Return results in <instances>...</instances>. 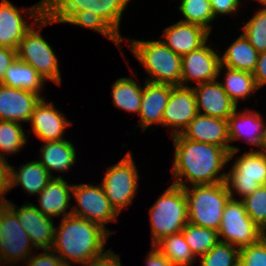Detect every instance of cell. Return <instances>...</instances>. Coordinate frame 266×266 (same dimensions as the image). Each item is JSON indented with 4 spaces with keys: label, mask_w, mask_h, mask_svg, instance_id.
<instances>
[{
    "label": "cell",
    "mask_w": 266,
    "mask_h": 266,
    "mask_svg": "<svg viewBox=\"0 0 266 266\" xmlns=\"http://www.w3.org/2000/svg\"><path fill=\"white\" fill-rule=\"evenodd\" d=\"M154 246L175 266H191L197 259L186 243L183 231L162 238Z\"/></svg>",
    "instance_id": "31"
},
{
    "label": "cell",
    "mask_w": 266,
    "mask_h": 266,
    "mask_svg": "<svg viewBox=\"0 0 266 266\" xmlns=\"http://www.w3.org/2000/svg\"><path fill=\"white\" fill-rule=\"evenodd\" d=\"M8 173V161L0 157V203L5 201V194L8 192Z\"/></svg>",
    "instance_id": "46"
},
{
    "label": "cell",
    "mask_w": 266,
    "mask_h": 266,
    "mask_svg": "<svg viewBox=\"0 0 266 266\" xmlns=\"http://www.w3.org/2000/svg\"><path fill=\"white\" fill-rule=\"evenodd\" d=\"M53 177L38 161L32 160L21 165L18 171L9 164L8 192L16 186H21L29 195H38Z\"/></svg>",
    "instance_id": "25"
},
{
    "label": "cell",
    "mask_w": 266,
    "mask_h": 266,
    "mask_svg": "<svg viewBox=\"0 0 266 266\" xmlns=\"http://www.w3.org/2000/svg\"><path fill=\"white\" fill-rule=\"evenodd\" d=\"M263 151L266 153V142H265V147H264Z\"/></svg>",
    "instance_id": "49"
},
{
    "label": "cell",
    "mask_w": 266,
    "mask_h": 266,
    "mask_svg": "<svg viewBox=\"0 0 266 266\" xmlns=\"http://www.w3.org/2000/svg\"><path fill=\"white\" fill-rule=\"evenodd\" d=\"M257 2H259L260 4L264 5V7H266V0H257Z\"/></svg>",
    "instance_id": "48"
},
{
    "label": "cell",
    "mask_w": 266,
    "mask_h": 266,
    "mask_svg": "<svg viewBox=\"0 0 266 266\" xmlns=\"http://www.w3.org/2000/svg\"><path fill=\"white\" fill-rule=\"evenodd\" d=\"M57 266H72V263L60 262Z\"/></svg>",
    "instance_id": "47"
},
{
    "label": "cell",
    "mask_w": 266,
    "mask_h": 266,
    "mask_svg": "<svg viewBox=\"0 0 266 266\" xmlns=\"http://www.w3.org/2000/svg\"><path fill=\"white\" fill-rule=\"evenodd\" d=\"M26 261L25 266H57L61 259L54 251L43 250L40 254L33 253Z\"/></svg>",
    "instance_id": "40"
},
{
    "label": "cell",
    "mask_w": 266,
    "mask_h": 266,
    "mask_svg": "<svg viewBox=\"0 0 266 266\" xmlns=\"http://www.w3.org/2000/svg\"><path fill=\"white\" fill-rule=\"evenodd\" d=\"M239 266H266V235L255 244L240 248Z\"/></svg>",
    "instance_id": "39"
},
{
    "label": "cell",
    "mask_w": 266,
    "mask_h": 266,
    "mask_svg": "<svg viewBox=\"0 0 266 266\" xmlns=\"http://www.w3.org/2000/svg\"><path fill=\"white\" fill-rule=\"evenodd\" d=\"M241 0H210L211 9L216 18L217 15H232L239 9Z\"/></svg>",
    "instance_id": "41"
},
{
    "label": "cell",
    "mask_w": 266,
    "mask_h": 266,
    "mask_svg": "<svg viewBox=\"0 0 266 266\" xmlns=\"http://www.w3.org/2000/svg\"><path fill=\"white\" fill-rule=\"evenodd\" d=\"M4 202L17 214L20 225L29 235L34 248L51 250L55 233L53 219L43 215L32 203L26 202L18 207L7 199Z\"/></svg>",
    "instance_id": "16"
},
{
    "label": "cell",
    "mask_w": 266,
    "mask_h": 266,
    "mask_svg": "<svg viewBox=\"0 0 266 266\" xmlns=\"http://www.w3.org/2000/svg\"><path fill=\"white\" fill-rule=\"evenodd\" d=\"M242 28V33L258 53L266 51V7L259 9Z\"/></svg>",
    "instance_id": "37"
},
{
    "label": "cell",
    "mask_w": 266,
    "mask_h": 266,
    "mask_svg": "<svg viewBox=\"0 0 266 266\" xmlns=\"http://www.w3.org/2000/svg\"><path fill=\"white\" fill-rule=\"evenodd\" d=\"M29 123L33 134L43 142L65 139L62 138L65 129L72 124L53 102L46 103L44 97L36 104Z\"/></svg>",
    "instance_id": "18"
},
{
    "label": "cell",
    "mask_w": 266,
    "mask_h": 266,
    "mask_svg": "<svg viewBox=\"0 0 266 266\" xmlns=\"http://www.w3.org/2000/svg\"><path fill=\"white\" fill-rule=\"evenodd\" d=\"M33 19V24L45 14L44 0L31 7L18 9L9 0L0 2V46L17 49L31 23L25 21L23 12Z\"/></svg>",
    "instance_id": "13"
},
{
    "label": "cell",
    "mask_w": 266,
    "mask_h": 266,
    "mask_svg": "<svg viewBox=\"0 0 266 266\" xmlns=\"http://www.w3.org/2000/svg\"><path fill=\"white\" fill-rule=\"evenodd\" d=\"M87 266H121L120 256L116 255L112 249L105 254L94 259Z\"/></svg>",
    "instance_id": "45"
},
{
    "label": "cell",
    "mask_w": 266,
    "mask_h": 266,
    "mask_svg": "<svg viewBox=\"0 0 266 266\" xmlns=\"http://www.w3.org/2000/svg\"><path fill=\"white\" fill-rule=\"evenodd\" d=\"M182 56V74L180 86L190 87L187 82L198 84L218 80V70L221 65L220 53L206 45Z\"/></svg>",
    "instance_id": "15"
},
{
    "label": "cell",
    "mask_w": 266,
    "mask_h": 266,
    "mask_svg": "<svg viewBox=\"0 0 266 266\" xmlns=\"http://www.w3.org/2000/svg\"><path fill=\"white\" fill-rule=\"evenodd\" d=\"M127 46L141 62L147 74L145 81L179 86L182 74V56L174 53L161 40L126 39ZM131 42V43H130Z\"/></svg>",
    "instance_id": "3"
},
{
    "label": "cell",
    "mask_w": 266,
    "mask_h": 266,
    "mask_svg": "<svg viewBox=\"0 0 266 266\" xmlns=\"http://www.w3.org/2000/svg\"><path fill=\"white\" fill-rule=\"evenodd\" d=\"M192 88L199 114L228 120L237 109V105L223 90L220 80L201 83Z\"/></svg>",
    "instance_id": "19"
},
{
    "label": "cell",
    "mask_w": 266,
    "mask_h": 266,
    "mask_svg": "<svg viewBox=\"0 0 266 266\" xmlns=\"http://www.w3.org/2000/svg\"><path fill=\"white\" fill-rule=\"evenodd\" d=\"M40 147V159L38 160L52 175L51 171L67 172L76 162V148L73 143L62 139L59 141L43 142Z\"/></svg>",
    "instance_id": "26"
},
{
    "label": "cell",
    "mask_w": 266,
    "mask_h": 266,
    "mask_svg": "<svg viewBox=\"0 0 266 266\" xmlns=\"http://www.w3.org/2000/svg\"><path fill=\"white\" fill-rule=\"evenodd\" d=\"M241 200L248 216L266 234V185Z\"/></svg>",
    "instance_id": "38"
},
{
    "label": "cell",
    "mask_w": 266,
    "mask_h": 266,
    "mask_svg": "<svg viewBox=\"0 0 266 266\" xmlns=\"http://www.w3.org/2000/svg\"><path fill=\"white\" fill-rule=\"evenodd\" d=\"M175 147L172 184L182 188L193 185L225 182L229 152L218 145L191 141L180 134L172 136ZM186 180H185V178ZM187 181V183L185 181Z\"/></svg>",
    "instance_id": "1"
},
{
    "label": "cell",
    "mask_w": 266,
    "mask_h": 266,
    "mask_svg": "<svg viewBox=\"0 0 266 266\" xmlns=\"http://www.w3.org/2000/svg\"><path fill=\"white\" fill-rule=\"evenodd\" d=\"M146 258V266H175L155 246H151Z\"/></svg>",
    "instance_id": "44"
},
{
    "label": "cell",
    "mask_w": 266,
    "mask_h": 266,
    "mask_svg": "<svg viewBox=\"0 0 266 266\" xmlns=\"http://www.w3.org/2000/svg\"><path fill=\"white\" fill-rule=\"evenodd\" d=\"M72 193L77 202V206L70 209L72 215L97 223L113 234L105 224L116 222L119 213L110 204L102 185L73 184Z\"/></svg>",
    "instance_id": "12"
},
{
    "label": "cell",
    "mask_w": 266,
    "mask_h": 266,
    "mask_svg": "<svg viewBox=\"0 0 266 266\" xmlns=\"http://www.w3.org/2000/svg\"><path fill=\"white\" fill-rule=\"evenodd\" d=\"M237 157L225 180L230 197L234 199L236 193L245 198L260 185H266V153L263 150L252 149Z\"/></svg>",
    "instance_id": "8"
},
{
    "label": "cell",
    "mask_w": 266,
    "mask_h": 266,
    "mask_svg": "<svg viewBox=\"0 0 266 266\" xmlns=\"http://www.w3.org/2000/svg\"><path fill=\"white\" fill-rule=\"evenodd\" d=\"M72 187L73 184H68L62 176H56L52 178L50 182L46 185V187L38 194V202L39 206L35 205V207L45 216L54 218L60 217L61 219L72 214L71 210L68 212V208H70L72 197ZM67 210V211H66Z\"/></svg>",
    "instance_id": "24"
},
{
    "label": "cell",
    "mask_w": 266,
    "mask_h": 266,
    "mask_svg": "<svg viewBox=\"0 0 266 266\" xmlns=\"http://www.w3.org/2000/svg\"><path fill=\"white\" fill-rule=\"evenodd\" d=\"M152 246L162 238L178 233L188 223L184 188L171 184L149 208Z\"/></svg>",
    "instance_id": "4"
},
{
    "label": "cell",
    "mask_w": 266,
    "mask_h": 266,
    "mask_svg": "<svg viewBox=\"0 0 266 266\" xmlns=\"http://www.w3.org/2000/svg\"><path fill=\"white\" fill-rule=\"evenodd\" d=\"M27 143L22 123L0 120V157L8 159L5 156L15 154L24 148ZM3 152V153H1Z\"/></svg>",
    "instance_id": "33"
},
{
    "label": "cell",
    "mask_w": 266,
    "mask_h": 266,
    "mask_svg": "<svg viewBox=\"0 0 266 266\" xmlns=\"http://www.w3.org/2000/svg\"><path fill=\"white\" fill-rule=\"evenodd\" d=\"M252 75L259 90L266 85V51L259 53L258 61Z\"/></svg>",
    "instance_id": "43"
},
{
    "label": "cell",
    "mask_w": 266,
    "mask_h": 266,
    "mask_svg": "<svg viewBox=\"0 0 266 266\" xmlns=\"http://www.w3.org/2000/svg\"><path fill=\"white\" fill-rule=\"evenodd\" d=\"M182 231L186 243L196 258L206 254L219 242L218 231L211 228L187 223Z\"/></svg>",
    "instance_id": "32"
},
{
    "label": "cell",
    "mask_w": 266,
    "mask_h": 266,
    "mask_svg": "<svg viewBox=\"0 0 266 266\" xmlns=\"http://www.w3.org/2000/svg\"><path fill=\"white\" fill-rule=\"evenodd\" d=\"M41 98L35 92L0 84V120L29 123Z\"/></svg>",
    "instance_id": "20"
},
{
    "label": "cell",
    "mask_w": 266,
    "mask_h": 266,
    "mask_svg": "<svg viewBox=\"0 0 266 266\" xmlns=\"http://www.w3.org/2000/svg\"><path fill=\"white\" fill-rule=\"evenodd\" d=\"M139 111L140 124L144 132L153 124L161 125L164 109L171 95V85L145 81Z\"/></svg>",
    "instance_id": "23"
},
{
    "label": "cell",
    "mask_w": 266,
    "mask_h": 266,
    "mask_svg": "<svg viewBox=\"0 0 266 266\" xmlns=\"http://www.w3.org/2000/svg\"><path fill=\"white\" fill-rule=\"evenodd\" d=\"M17 59L16 49L0 46V82L3 80L6 69Z\"/></svg>",
    "instance_id": "42"
},
{
    "label": "cell",
    "mask_w": 266,
    "mask_h": 266,
    "mask_svg": "<svg viewBox=\"0 0 266 266\" xmlns=\"http://www.w3.org/2000/svg\"><path fill=\"white\" fill-rule=\"evenodd\" d=\"M45 80L38 74L36 69L19 59H16L6 69L5 76L0 84L17 89H25L41 95L45 87Z\"/></svg>",
    "instance_id": "28"
},
{
    "label": "cell",
    "mask_w": 266,
    "mask_h": 266,
    "mask_svg": "<svg viewBox=\"0 0 266 266\" xmlns=\"http://www.w3.org/2000/svg\"><path fill=\"white\" fill-rule=\"evenodd\" d=\"M259 53L243 33L220 55L221 66L252 73L255 70Z\"/></svg>",
    "instance_id": "27"
},
{
    "label": "cell",
    "mask_w": 266,
    "mask_h": 266,
    "mask_svg": "<svg viewBox=\"0 0 266 266\" xmlns=\"http://www.w3.org/2000/svg\"><path fill=\"white\" fill-rule=\"evenodd\" d=\"M138 178V169L130 151L106 171L101 185L110 204L119 214L133 202L139 185Z\"/></svg>",
    "instance_id": "9"
},
{
    "label": "cell",
    "mask_w": 266,
    "mask_h": 266,
    "mask_svg": "<svg viewBox=\"0 0 266 266\" xmlns=\"http://www.w3.org/2000/svg\"><path fill=\"white\" fill-rule=\"evenodd\" d=\"M184 188L188 204V223L219 230L230 194L225 182Z\"/></svg>",
    "instance_id": "5"
},
{
    "label": "cell",
    "mask_w": 266,
    "mask_h": 266,
    "mask_svg": "<svg viewBox=\"0 0 266 266\" xmlns=\"http://www.w3.org/2000/svg\"><path fill=\"white\" fill-rule=\"evenodd\" d=\"M179 11L183 15L180 21L202 26L209 32L215 17L211 9L210 0H181Z\"/></svg>",
    "instance_id": "34"
},
{
    "label": "cell",
    "mask_w": 266,
    "mask_h": 266,
    "mask_svg": "<svg viewBox=\"0 0 266 266\" xmlns=\"http://www.w3.org/2000/svg\"><path fill=\"white\" fill-rule=\"evenodd\" d=\"M110 235L101 225L71 214L55 227L51 250L61 262L87 266L108 251L104 245Z\"/></svg>",
    "instance_id": "2"
},
{
    "label": "cell",
    "mask_w": 266,
    "mask_h": 266,
    "mask_svg": "<svg viewBox=\"0 0 266 266\" xmlns=\"http://www.w3.org/2000/svg\"><path fill=\"white\" fill-rule=\"evenodd\" d=\"M210 32L202 26L178 21L165 27L161 40L174 53L183 56L203 46Z\"/></svg>",
    "instance_id": "22"
},
{
    "label": "cell",
    "mask_w": 266,
    "mask_h": 266,
    "mask_svg": "<svg viewBox=\"0 0 266 266\" xmlns=\"http://www.w3.org/2000/svg\"><path fill=\"white\" fill-rule=\"evenodd\" d=\"M222 69L226 73L224 78L225 81L223 83L221 82V85L223 90L237 105V107L240 99H247L249 95L251 96L259 90L252 73L220 65L218 75H220L221 71H223Z\"/></svg>",
    "instance_id": "29"
},
{
    "label": "cell",
    "mask_w": 266,
    "mask_h": 266,
    "mask_svg": "<svg viewBox=\"0 0 266 266\" xmlns=\"http://www.w3.org/2000/svg\"><path fill=\"white\" fill-rule=\"evenodd\" d=\"M32 242L20 225L17 214L5 203H0V265L10 266L32 255ZM12 263V264H11Z\"/></svg>",
    "instance_id": "11"
},
{
    "label": "cell",
    "mask_w": 266,
    "mask_h": 266,
    "mask_svg": "<svg viewBox=\"0 0 266 266\" xmlns=\"http://www.w3.org/2000/svg\"><path fill=\"white\" fill-rule=\"evenodd\" d=\"M218 235L220 242L241 248L255 244L266 234L248 216L242 200L230 197L223 210Z\"/></svg>",
    "instance_id": "10"
},
{
    "label": "cell",
    "mask_w": 266,
    "mask_h": 266,
    "mask_svg": "<svg viewBox=\"0 0 266 266\" xmlns=\"http://www.w3.org/2000/svg\"><path fill=\"white\" fill-rule=\"evenodd\" d=\"M197 114L196 97L192 86L171 85V95L164 109L162 122V126L172 128L171 137L181 134Z\"/></svg>",
    "instance_id": "17"
},
{
    "label": "cell",
    "mask_w": 266,
    "mask_h": 266,
    "mask_svg": "<svg viewBox=\"0 0 266 266\" xmlns=\"http://www.w3.org/2000/svg\"><path fill=\"white\" fill-rule=\"evenodd\" d=\"M239 256L240 248L219 241L200 256V266H239Z\"/></svg>",
    "instance_id": "36"
},
{
    "label": "cell",
    "mask_w": 266,
    "mask_h": 266,
    "mask_svg": "<svg viewBox=\"0 0 266 266\" xmlns=\"http://www.w3.org/2000/svg\"><path fill=\"white\" fill-rule=\"evenodd\" d=\"M143 87L130 77H122L117 79L111 91L113 105L121 110L129 113L139 114L142 102Z\"/></svg>",
    "instance_id": "30"
},
{
    "label": "cell",
    "mask_w": 266,
    "mask_h": 266,
    "mask_svg": "<svg viewBox=\"0 0 266 266\" xmlns=\"http://www.w3.org/2000/svg\"><path fill=\"white\" fill-rule=\"evenodd\" d=\"M65 23L92 29L107 37L121 50V38L101 17L92 11H76Z\"/></svg>",
    "instance_id": "35"
},
{
    "label": "cell",
    "mask_w": 266,
    "mask_h": 266,
    "mask_svg": "<svg viewBox=\"0 0 266 266\" xmlns=\"http://www.w3.org/2000/svg\"><path fill=\"white\" fill-rule=\"evenodd\" d=\"M130 0H44L45 15L56 23H65L76 11H92L121 38V18Z\"/></svg>",
    "instance_id": "7"
},
{
    "label": "cell",
    "mask_w": 266,
    "mask_h": 266,
    "mask_svg": "<svg viewBox=\"0 0 266 266\" xmlns=\"http://www.w3.org/2000/svg\"><path fill=\"white\" fill-rule=\"evenodd\" d=\"M228 118V135L230 143L242 138L248 144L255 145L263 150L266 142V123L259 112L245 109L237 111Z\"/></svg>",
    "instance_id": "21"
},
{
    "label": "cell",
    "mask_w": 266,
    "mask_h": 266,
    "mask_svg": "<svg viewBox=\"0 0 266 266\" xmlns=\"http://www.w3.org/2000/svg\"><path fill=\"white\" fill-rule=\"evenodd\" d=\"M195 142L208 143L224 147L228 152V161L240 150L230 145L228 135V120L197 114L180 134Z\"/></svg>",
    "instance_id": "14"
},
{
    "label": "cell",
    "mask_w": 266,
    "mask_h": 266,
    "mask_svg": "<svg viewBox=\"0 0 266 266\" xmlns=\"http://www.w3.org/2000/svg\"><path fill=\"white\" fill-rule=\"evenodd\" d=\"M56 23L47 15L41 16L24 35L16 49L17 59L31 65L45 80L61 84L59 61L51 45L41 35V30L49 24Z\"/></svg>",
    "instance_id": "6"
}]
</instances>
